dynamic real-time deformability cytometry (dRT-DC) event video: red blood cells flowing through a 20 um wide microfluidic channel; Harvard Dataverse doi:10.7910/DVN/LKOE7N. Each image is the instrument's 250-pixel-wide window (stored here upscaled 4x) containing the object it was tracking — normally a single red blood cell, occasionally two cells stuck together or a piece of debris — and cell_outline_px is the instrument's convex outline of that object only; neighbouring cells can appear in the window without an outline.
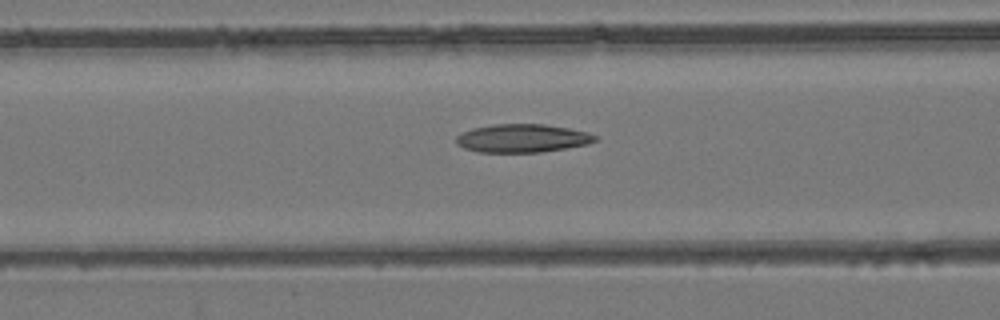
{"species": "common noctule bat (a hibernating species)", "species_latin": "Nyctalus noctula", "temperature_condition": "room temperature", "stored_images_in_passage": 54, "camera_frame_rate_fps": 3000, "um_per_image_px": 0.085, "animal": {"sex": "female", "body_mass_g": 24.6, "forearm_length_mm": 56.2}, "frame": {"image": 1, "passage_image": 22, "time_ms": 7.0, "image_size_px": [1000, 320], "cell_outline_px": [[596, 140], [588, 144], [540, 152], [476, 152], [464, 148], [456, 144], [456, 136], [472, 128], [492, 124], [544, 124], [568, 128], [588, 132], [596, 136]], "centroid_in_image_um": [44.36, 11.75], "position_along_channel_um": 122.2, "area_um2": 22.83}}
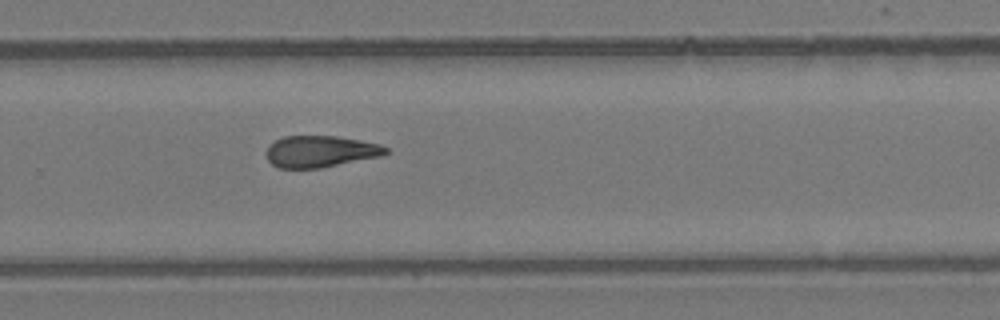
{"frame": {"image": 2, "passage_image": 36, "time_ms": 11.667, "image_size_px": [1000, 320], "cell_outline_px": [[388, 152], [380, 156], [320, 168], [280, 168], [272, 164], [268, 160], [264, 152], [268, 144], [284, 136], [336, 136], [360, 140], [380, 144], [388, 148]], "centroid_in_image_um": [27.19, 12.87], "position_along_channel_um": 302.6, "area_um2": 22.02}}
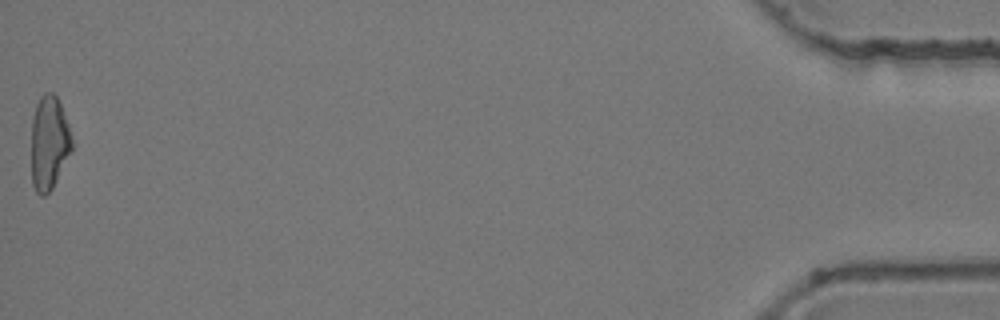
{"frame": {"image": 3, "passage_image": 54, "time_ms": 17.667, "image_size_px": [1000, 320], "cell_outline_px": [[72, 152], [52, 188], [44, 196], [40, 196], [36, 192], [32, 184], [32, 116], [36, 104], [40, 96], [44, 92], [52, 92], [56, 96], [60, 104], [68, 124], [72, 140]], "centroid_in_image_um": [4.17, 12.14], "position_along_channel_um": 431.0, "area_um2": 22.25}, "authors_computed_cell_mechanics": {"area_um2": 22.8599, "velocity_mm_per_s": 3.8724, "shape_relaxation_time_tau1_ms": null, "shape_relaxation_time_tau2_ms": 7.8996, "deformation_change_tau1": null, "deformation_change_tau2": 0.1922}}